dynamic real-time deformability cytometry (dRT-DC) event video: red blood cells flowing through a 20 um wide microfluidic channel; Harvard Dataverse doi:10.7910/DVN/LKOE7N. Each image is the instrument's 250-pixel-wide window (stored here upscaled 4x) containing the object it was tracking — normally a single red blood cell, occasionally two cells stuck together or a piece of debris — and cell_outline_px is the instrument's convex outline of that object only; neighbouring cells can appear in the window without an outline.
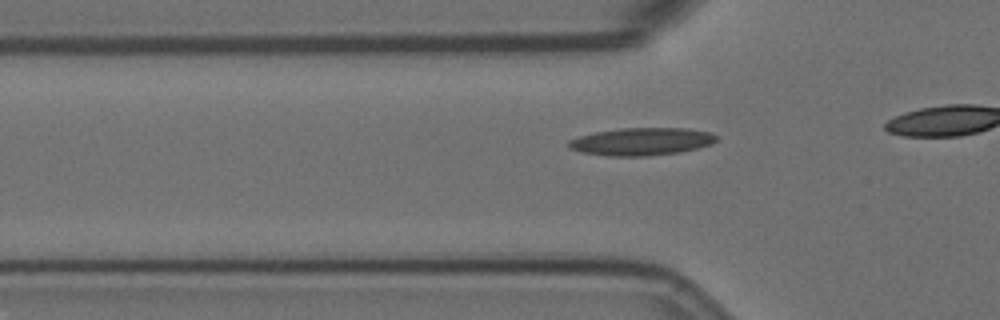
{"species": "Egyptian fruit bat (a non-hibernating species)", "species_latin": "Rousettus aegyptiacus", "temperature_condition": "room temperature", "stored_images_in_passage": 21, "camera_frame_rate_fps": 3000, "um_per_image_px": 0.085, "animal": {"sex": "female"}, "frame": {"image": 1, "passage_image": 15, "time_ms": 4.667, "image_size_px": [1000, 320], "cell_outline_px": [[716, 140], [712, 144], [680, 152], [648, 156], [608, 156], [584, 152], [568, 148], [568, 140], [580, 136], [596, 132], [620, 128], [688, 128], [712, 132], [716, 136]], "centroid_in_image_um": [54.55, 12.03], "position_along_channel_um": 71.3, "area_um2": 23.76}}
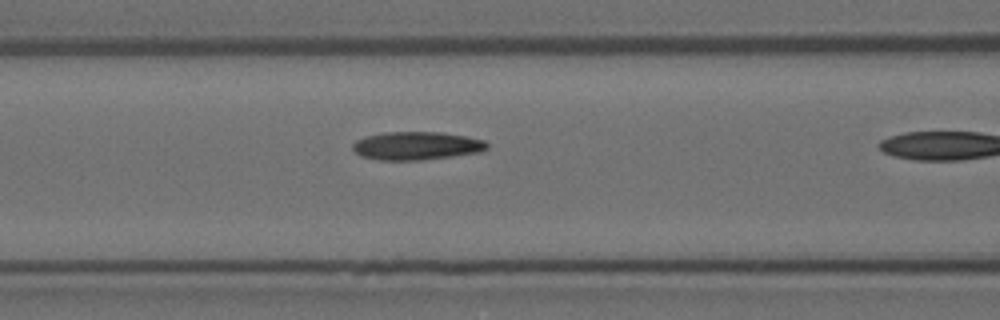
{"frame": {"image": 2, "passage_image": 20, "time_ms": 6.333, "image_size_px": [1000, 320], "cell_outline_px": [[488, 148], [480, 152], [452, 156], [420, 160], [380, 160], [360, 156], [352, 148], [352, 144], [356, 140], [364, 136], [384, 132], [440, 132], [468, 136], [484, 140], [488, 144]], "centroid_in_image_um": [35.4, 12.38], "position_along_channel_um": 131.2, "area_um2": 22.2}}